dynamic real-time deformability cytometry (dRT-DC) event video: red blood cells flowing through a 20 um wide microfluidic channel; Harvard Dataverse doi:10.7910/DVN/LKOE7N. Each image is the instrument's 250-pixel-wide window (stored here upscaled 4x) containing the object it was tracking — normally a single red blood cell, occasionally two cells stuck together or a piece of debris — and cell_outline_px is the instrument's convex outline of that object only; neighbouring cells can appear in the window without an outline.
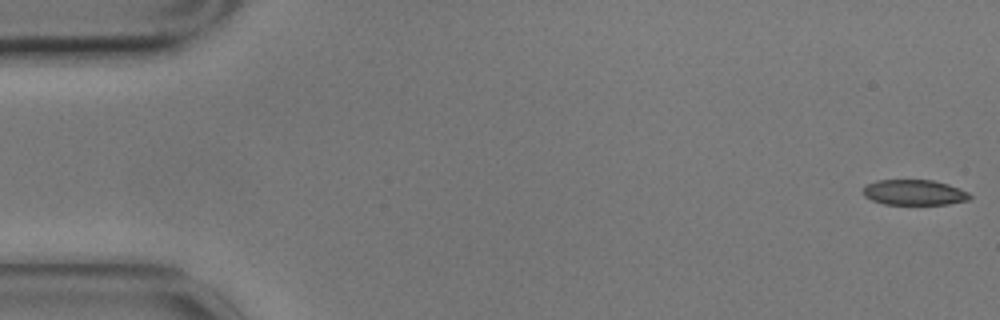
{"species": "common noctule bat (a hibernating species)", "species_latin": "Nyctalus noctula", "temperature_condition": "cold", "stored_images_in_passage": 21, "camera_frame_rate_fps": 3000, "um_per_image_px": 0.085, "animal": {"sex": "male", "body_mass_g": 17.9}, "frame": {"image": 1, "passage_image": 1, "time_ms": 0.0, "image_size_px": [1000, 320], "cell_outline_px": [[972, 196], [968, 200], [948, 204], [884, 204], [872, 200], [864, 196], [864, 184], [876, 180], [932, 180], [948, 184], [960, 188], [968, 192]], "centroid_in_image_um": [77.7, 16.35], "position_along_channel_um": 7.3, "area_um2": 15.84}}
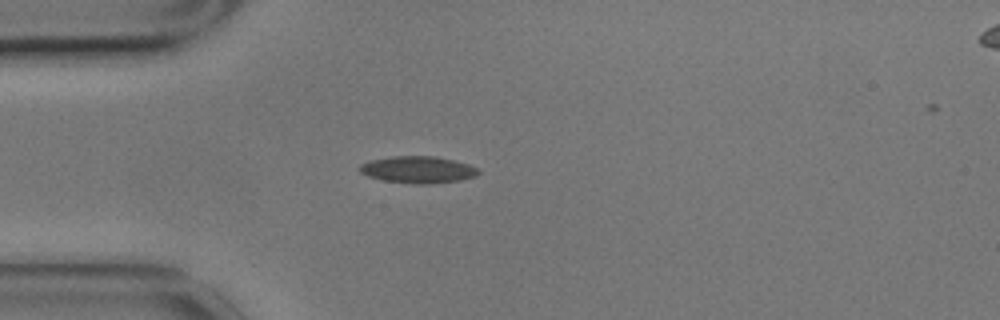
{"frame": {"image": 2, "passage_image": 15, "time_ms": 4.667, "image_size_px": [1000, 320], "cell_outline_px": [[480, 172], [476, 176], [460, 180], [428, 184], [412, 184], [384, 180], [368, 176], [360, 172], [356, 168], [360, 164], [368, 160], [392, 156], [436, 156], [468, 164], [476, 168]], "centroid_in_image_um": [35.47, 14.42], "position_along_channel_um": 49.5, "area_um2": 18.67}}